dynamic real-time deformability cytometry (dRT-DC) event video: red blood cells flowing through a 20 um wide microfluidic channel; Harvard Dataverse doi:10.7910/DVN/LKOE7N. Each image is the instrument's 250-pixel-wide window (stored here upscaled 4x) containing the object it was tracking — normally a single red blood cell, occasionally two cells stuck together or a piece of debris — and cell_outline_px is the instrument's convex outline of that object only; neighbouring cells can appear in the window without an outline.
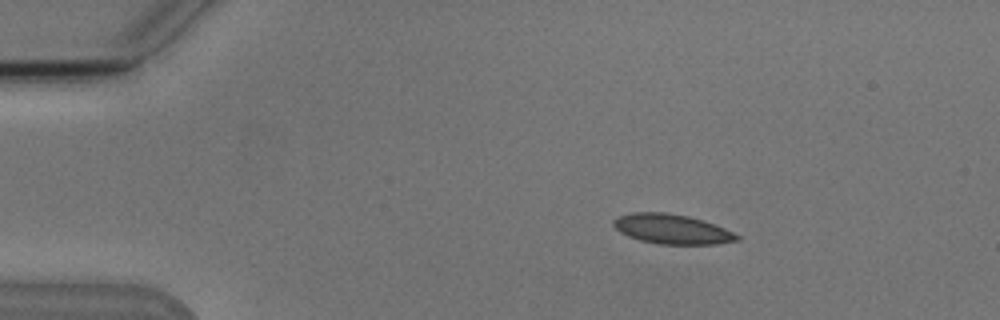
{"species": "Egyptian fruit bat (a non-hibernating species)", "species_latin": "Rousettus aegyptiacus", "temperature_condition": "cold", "stored_images_in_passage": 4, "camera_frame_rate_fps": 3000, "um_per_image_px": 0.085, "animal": {"sex": "male"}, "frame": {"image": 1, "passage_image": 2, "time_ms": 1.333, "image_size_px": [1000, 320], "cell_outline_px": [[740, 240], [716, 244], [660, 244], [640, 240], [628, 236], [620, 232], [612, 224], [612, 220], [616, 216], [632, 212], [664, 212], [688, 216], [704, 220], [724, 228], [740, 236]], "centroid_in_image_um": [57.09, 19.46], "position_along_channel_um": 27.9, "area_um2": 21.44}}